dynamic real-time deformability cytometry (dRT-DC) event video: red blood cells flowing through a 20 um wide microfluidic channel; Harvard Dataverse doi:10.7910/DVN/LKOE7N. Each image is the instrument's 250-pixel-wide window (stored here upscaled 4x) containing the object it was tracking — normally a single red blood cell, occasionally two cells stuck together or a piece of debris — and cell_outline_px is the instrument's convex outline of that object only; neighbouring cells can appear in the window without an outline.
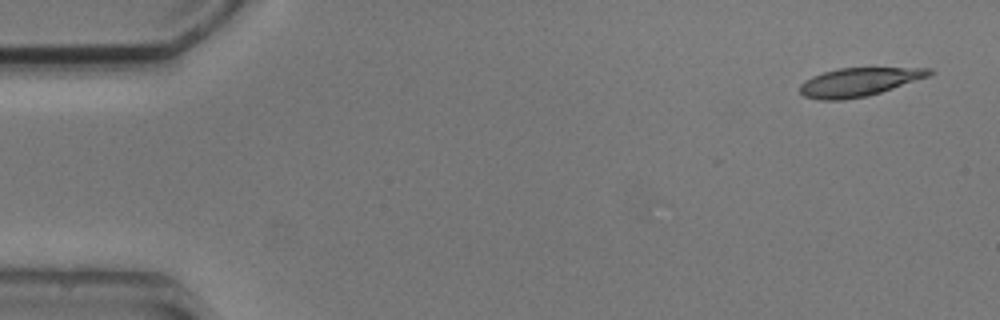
{"species": "common noctule bat (a hibernating species)", "species_latin": "Nyctalus noctula", "temperature_condition": "cold", "stored_images_in_passage": 7, "camera_frame_rate_fps": 3000, "um_per_image_px": 0.085, "animal": {"sex": "male", "body_mass_g": 20.5, "forearm_length_mm": 52.5}, "frame": {"image": 1, "passage_image": 1, "time_ms": 0.0, "image_size_px": [1000, 320], "cell_outline_px": [[936, 72], [928, 76], [868, 96], [840, 100], [820, 100], [804, 96], [800, 92], [800, 84], [804, 80], [812, 76], [824, 72], [840, 68], [932, 68]], "centroid_in_image_um": [72.98, 6.97], "position_along_channel_um": 12.0, "area_um2": 21.27}}
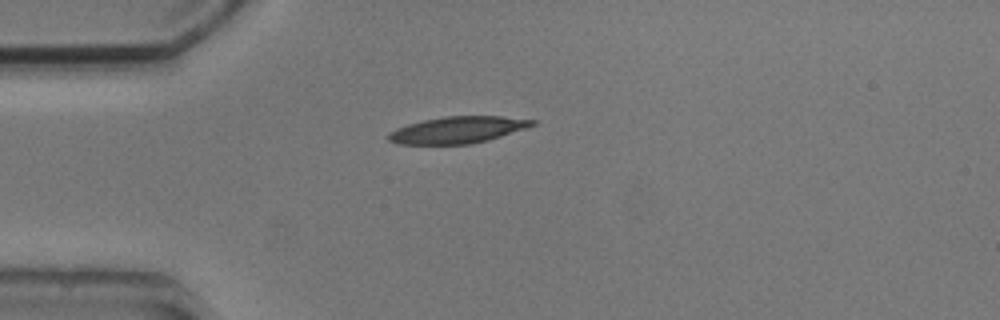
{"frame": {"image": 2, "passage_image": 4, "time_ms": 3.667, "image_size_px": [1000, 320], "cell_outline_px": [[536, 124], [488, 140], [472, 144], [396, 144], [388, 140], [384, 136], [388, 132], [396, 128], [408, 124], [424, 120], [444, 116], [500, 116], [536, 120]], "centroid_in_image_um": [38.83, 11.04], "position_along_channel_um": 46.2, "area_um2": 22.37}}